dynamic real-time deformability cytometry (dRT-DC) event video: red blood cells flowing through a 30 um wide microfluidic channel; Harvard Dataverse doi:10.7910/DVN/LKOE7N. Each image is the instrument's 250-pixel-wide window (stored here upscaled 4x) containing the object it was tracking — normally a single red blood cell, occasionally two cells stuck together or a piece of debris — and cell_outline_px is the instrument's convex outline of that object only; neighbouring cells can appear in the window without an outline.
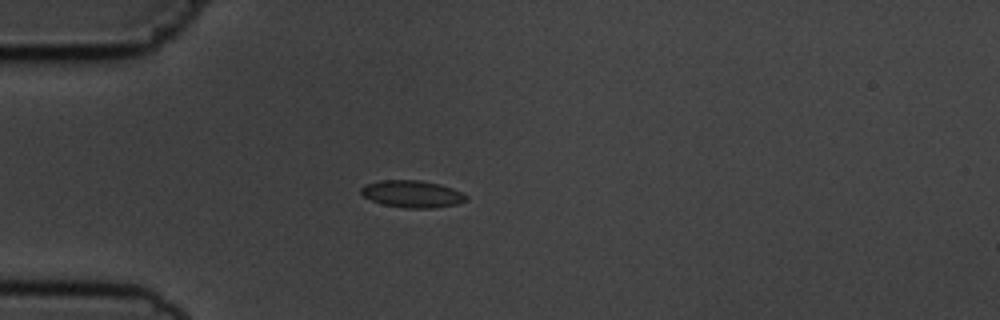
{"species": "common noctule bat (a hibernating species)", "species_latin": "Nyctalus noctula", "temperature_condition": "cold", "stored_images_in_passage": 9, "camera_frame_rate_fps": 3000, "um_per_image_px": 0.085, "animal": {"sex": "male", "body_mass_g": 19.5, "forearm_length_mm": 54.6}, "frame": {"image": 1, "passage_image": 4, "time_ms": 3.667, "image_size_px": [1000, 320], "cell_outline_px": [[468, 200], [456, 204], [432, 208], [404, 208], [384, 204], [372, 200], [364, 196], [360, 192], [360, 188], [364, 184], [380, 180], [420, 180], [440, 184], [452, 188], [468, 196]], "centroid_in_image_um": [35.03, 16.48], "position_along_channel_um": 50.0, "area_um2": 16.59}}
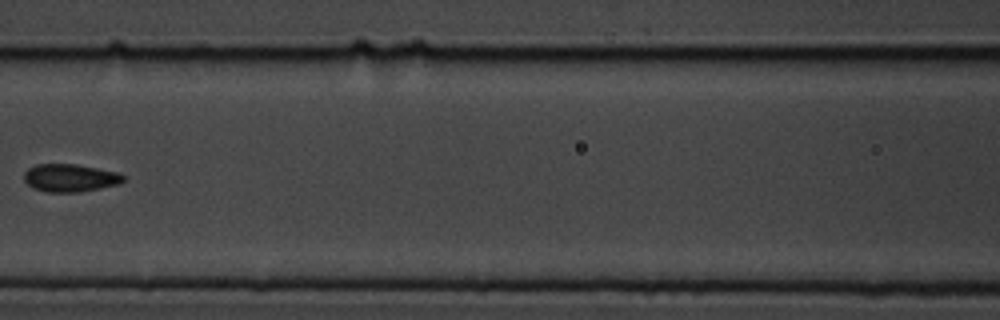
{"frame": {"image": 2, "passage_image": 7, "time_ms": 7.0, "image_size_px": [1000, 320], "cell_outline_px": [[124, 180], [120, 184], [80, 192], [44, 192], [32, 188], [24, 180], [24, 172], [28, 168], [36, 164], [76, 164], [116, 172], [124, 176]], "centroid_in_image_um": [5.92, 15.13], "position_along_channel_um": 160.7, "area_um2": 16.13}}
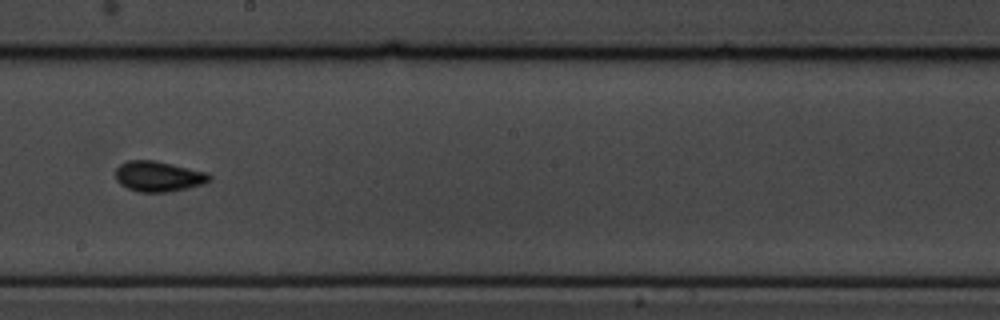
{"frame": {"image": 3, "passage_image": 9, "time_ms": 9.0, "image_size_px": [1000, 320], "cell_outline_px": [[212, 180], [204, 184], [188, 188], [168, 192], [140, 192], [128, 188], [120, 184], [116, 180], [116, 168], [120, 164], [128, 160], [156, 160], [208, 172], [212, 176]], "centroid_in_image_um": [13.5, 14.98], "position_along_channel_um": 234.7, "area_um2": 16.88}}